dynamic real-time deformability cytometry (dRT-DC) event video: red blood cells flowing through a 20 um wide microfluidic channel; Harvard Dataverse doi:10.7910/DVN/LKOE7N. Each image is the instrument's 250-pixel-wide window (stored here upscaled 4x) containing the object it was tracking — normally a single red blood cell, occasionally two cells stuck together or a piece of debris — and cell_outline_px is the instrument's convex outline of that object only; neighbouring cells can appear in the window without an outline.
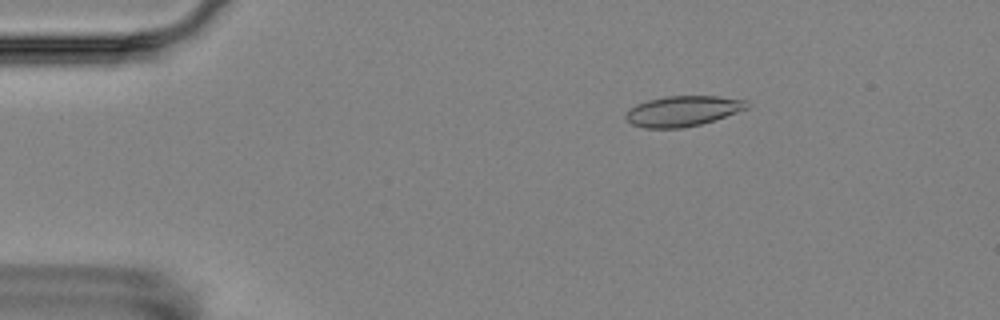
{"species": "Egyptian fruit bat (a non-hibernating species)", "species_latin": "Rousettus aegyptiacus", "temperature_condition": "room temperature", "stored_images_in_passage": 4, "camera_frame_rate_fps": 3000, "um_per_image_px": 0.085, "animal": {"sex": "female"}, "frame": {"image": 1, "passage_image": 3, "time_ms": 2.333, "image_size_px": [1000, 320], "cell_outline_px": [[748, 108], [700, 124], [684, 128], [644, 128], [632, 124], [624, 116], [636, 104], [648, 100], [668, 96], [716, 96], [748, 100]], "centroid_in_image_um": [58.03, 9.44], "position_along_channel_um": 27.0, "area_um2": 21.15}}